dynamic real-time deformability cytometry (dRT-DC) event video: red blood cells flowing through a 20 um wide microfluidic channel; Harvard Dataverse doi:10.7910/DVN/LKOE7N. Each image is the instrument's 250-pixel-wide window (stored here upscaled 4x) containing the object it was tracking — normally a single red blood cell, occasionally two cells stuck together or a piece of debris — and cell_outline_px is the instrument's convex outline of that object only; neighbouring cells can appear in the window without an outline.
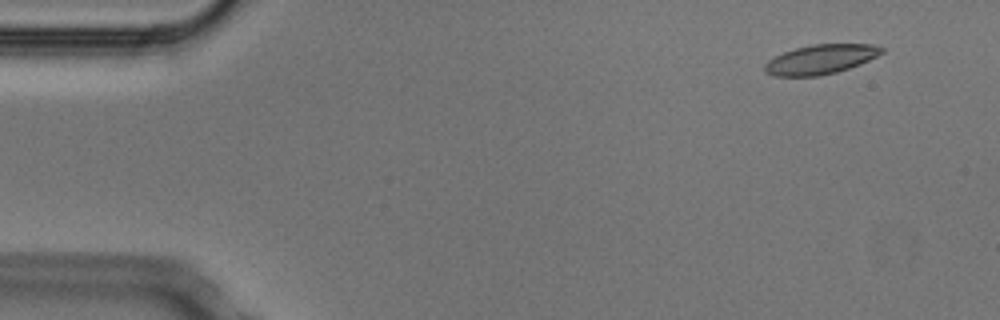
{"species": "Egyptian fruit bat (a non-hibernating species)", "species_latin": "Rousettus aegyptiacus", "temperature_condition": "cold", "stored_images_in_passage": 5, "camera_frame_rate_fps": 3000, "um_per_image_px": 0.085, "animal": {"sex": "male"}, "frame": {"image": 1, "passage_image": 2, "time_ms": 0.333, "image_size_px": [1000, 320], "cell_outline_px": [[884, 52], [860, 64], [836, 72], [820, 76], [772, 76], [764, 72], [764, 64], [768, 60], [784, 52], [796, 48], [812, 44], [872, 44], [884, 48]], "centroid_in_image_um": [69.73, 5.05], "position_along_channel_um": 15.3, "area_um2": 20.06}}
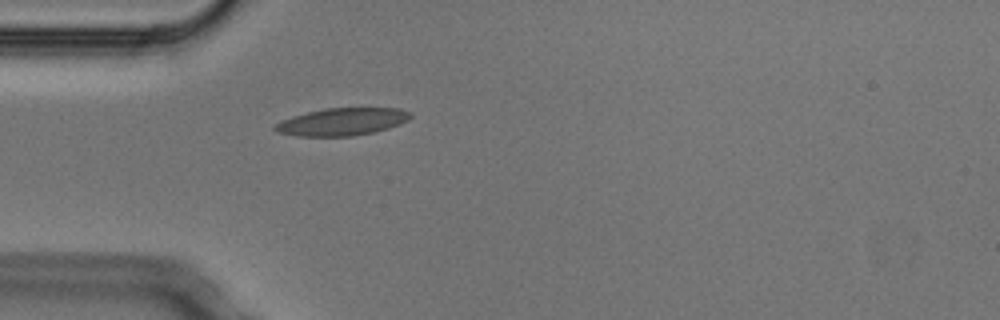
{"frame": {"image": 2, "passage_image": 5, "time_ms": 1.333, "image_size_px": [1000, 320], "cell_outline_px": [[412, 116], [408, 120], [400, 124], [388, 128], [372, 132], [352, 136], [296, 136], [276, 132], [272, 128], [280, 120], [292, 116], [324, 108], [400, 108], [412, 112]], "centroid_in_image_um": [29.07, 10.34], "position_along_channel_um": 55.9, "area_um2": 21.79}}